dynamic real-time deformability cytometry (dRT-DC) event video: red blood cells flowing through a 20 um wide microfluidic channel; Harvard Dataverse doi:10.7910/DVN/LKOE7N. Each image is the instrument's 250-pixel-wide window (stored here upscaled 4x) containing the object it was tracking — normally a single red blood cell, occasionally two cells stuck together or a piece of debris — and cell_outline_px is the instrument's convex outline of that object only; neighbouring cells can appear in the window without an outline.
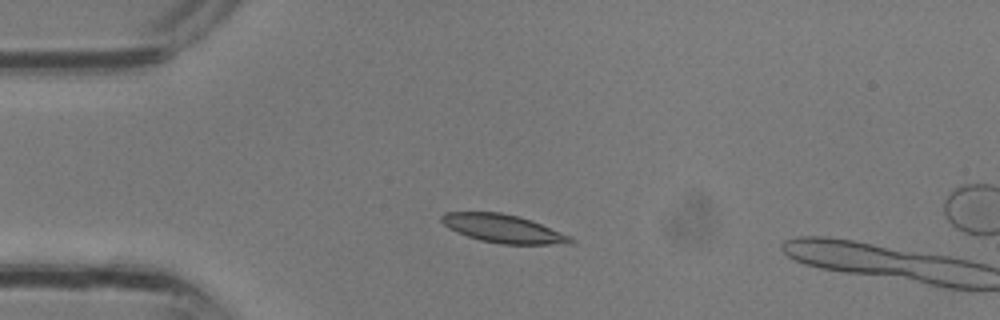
{"species": "common noctule bat (a hibernating species)", "species_latin": "Nyctalus noctula", "temperature_condition": "room temperature", "stored_images_in_passage": 2, "camera_frame_rate_fps": 3000, "um_per_image_px": 0.085, "animal": {"sex": "male", "body_mass_g": 13.3}, "frame": {"image": 1, "passage_image": 1, "time_ms": 0.0, "image_size_px": [1000, 320], "cell_outline_px": [[576, 240], [548, 244], [500, 244], [480, 240], [456, 232], [448, 228], [440, 220], [440, 216], [444, 212], [500, 212], [532, 220], [572, 236]], "centroid_in_image_um": [42.71, 19.42], "position_along_channel_um": 42.3, "area_um2": 21.04}}